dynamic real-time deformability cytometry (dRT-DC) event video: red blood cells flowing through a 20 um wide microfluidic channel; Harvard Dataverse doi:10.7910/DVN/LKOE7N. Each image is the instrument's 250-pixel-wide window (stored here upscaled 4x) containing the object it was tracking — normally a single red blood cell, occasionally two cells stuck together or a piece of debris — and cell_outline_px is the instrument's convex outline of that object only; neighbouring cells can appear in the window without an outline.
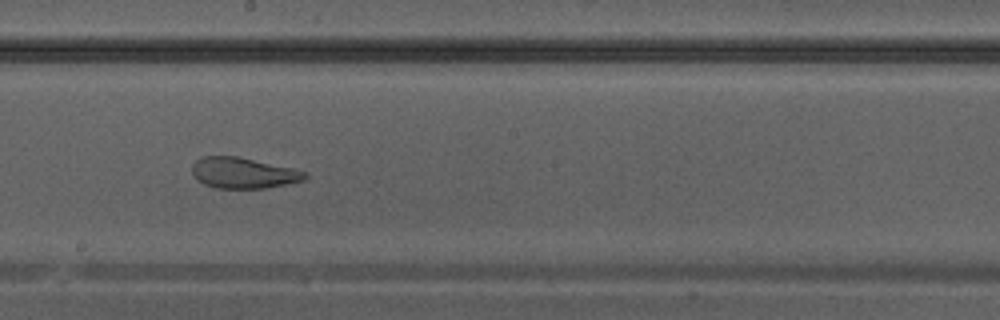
{"species": "Egyptian fruit bat (a non-hibernating species)", "species_latin": "Rousettus aegyptiacus", "temperature_condition": "warm", "stored_images_in_passage": 30, "camera_frame_rate_fps": 3000, "um_per_image_px": 0.085, "animal": {"sex": "male"}, "frame": {"image": 1, "passage_image": 13, "time_ms": 4.0, "image_size_px": [1000, 320], "cell_outline_px": [[308, 176], [304, 180], [264, 188], [216, 188], [204, 184], [192, 172], [192, 164], [200, 156], [236, 156], [296, 168], [308, 172]], "centroid_in_image_um": [20.71, 14.68], "position_along_channel_um": 227.5, "area_um2": 20.29}}
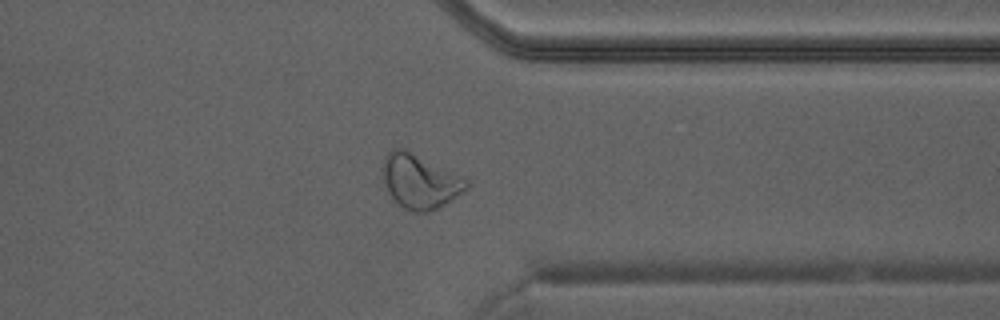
{"frame": {"image": 2, "passage_image": 22, "time_ms": 7.0, "image_size_px": [1000, 320], "cell_outline_px": [[468, 188], [464, 192], [440, 208], [428, 212], [416, 212], [404, 208], [388, 192], [384, 184], [384, 160], [388, 152], [392, 148], [404, 148], [468, 180]], "centroid_in_image_um": [35.71, 15.43], "position_along_channel_um": 375.7, "area_um2": 26.01}}